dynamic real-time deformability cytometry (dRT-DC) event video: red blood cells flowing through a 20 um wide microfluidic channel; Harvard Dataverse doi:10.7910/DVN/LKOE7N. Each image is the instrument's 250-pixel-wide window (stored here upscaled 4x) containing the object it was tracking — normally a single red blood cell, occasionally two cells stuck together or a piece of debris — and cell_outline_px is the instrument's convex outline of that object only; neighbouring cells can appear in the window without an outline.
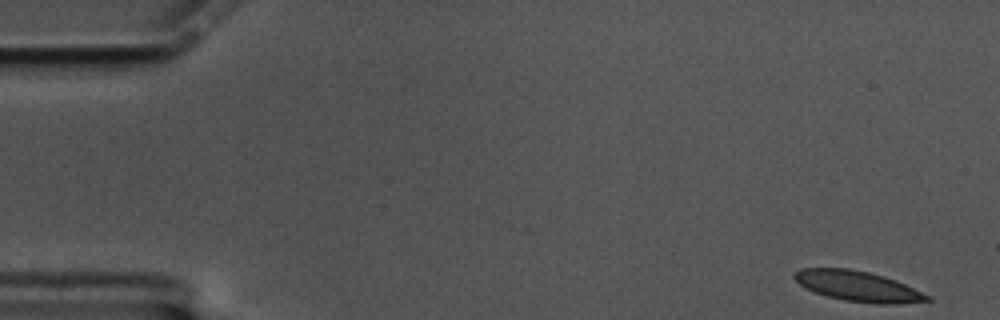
{"species": "common noctule bat (a hibernating species)", "species_latin": "Nyctalus noctula", "temperature_condition": "cold", "stored_images_in_passage": 58, "camera_frame_rate_fps": 3000, "um_per_image_px": 0.085, "animal": {"sex": "male", "body_mass_g": 17.5, "forearm_length_mm": 52.3}, "frame": {"image": 1, "passage_image": 1, "time_ms": 0.0, "image_size_px": [1000, 320], "cell_outline_px": [[932, 300], [900, 304], [876, 304], [844, 300], [828, 296], [804, 288], [792, 276], [800, 268], [848, 268], [868, 272], [884, 276], [904, 284], [932, 296]], "centroid_in_image_um": [72.94, 24.33], "position_along_channel_um": 12.1, "area_um2": 23.41}}
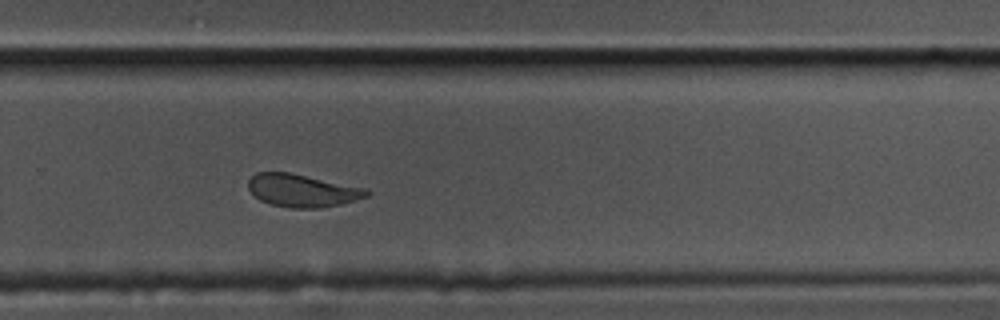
{"frame": {"image": 2, "passage_image": 38, "time_ms": 12.333, "image_size_px": [1000, 320], "cell_outline_px": [[372, 192], [368, 196], [340, 204], [320, 208], [292, 208], [272, 204], [260, 200], [248, 188], [248, 180], [256, 172], [288, 172], [368, 188]], "centroid_in_image_um": [25.72, 16.19], "position_along_channel_um": 304.1, "area_um2": 22.54}}
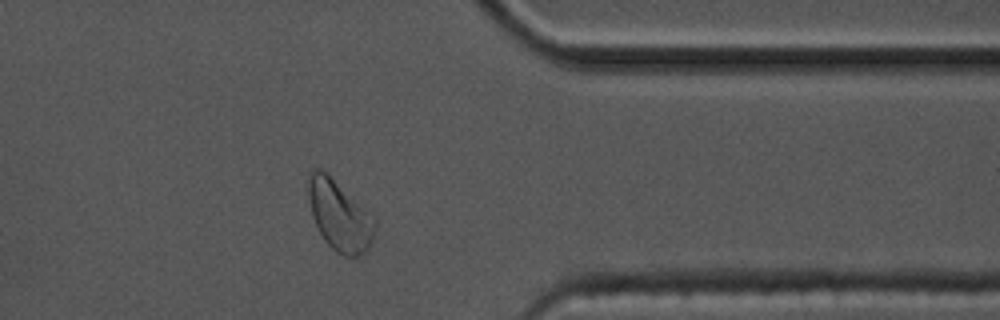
{"frame": {"image": 3, "passage_image": 46, "time_ms": 15.0, "image_size_px": [1000, 320], "cell_outline_px": [[376, 232], [368, 248], [360, 256], [344, 256], [336, 252], [324, 240], [312, 216], [308, 196], [308, 172], [312, 168], [320, 168], [368, 208], [376, 216]], "centroid_in_image_um": [28.89, 18.3], "position_along_channel_um": 382.5, "area_um2": 27.69}, "authors_computed_cell_mechanics": {"area_um2": 23.698, "velocity_mm_per_s": 3.3532, "shape_relaxation_time_tau1_ms": 4.2976, "shape_relaxation_time_tau2_ms": 0.9465, "deformation_change_tau1": 0.1033, "deformation_change_tau2": 0.0444}}